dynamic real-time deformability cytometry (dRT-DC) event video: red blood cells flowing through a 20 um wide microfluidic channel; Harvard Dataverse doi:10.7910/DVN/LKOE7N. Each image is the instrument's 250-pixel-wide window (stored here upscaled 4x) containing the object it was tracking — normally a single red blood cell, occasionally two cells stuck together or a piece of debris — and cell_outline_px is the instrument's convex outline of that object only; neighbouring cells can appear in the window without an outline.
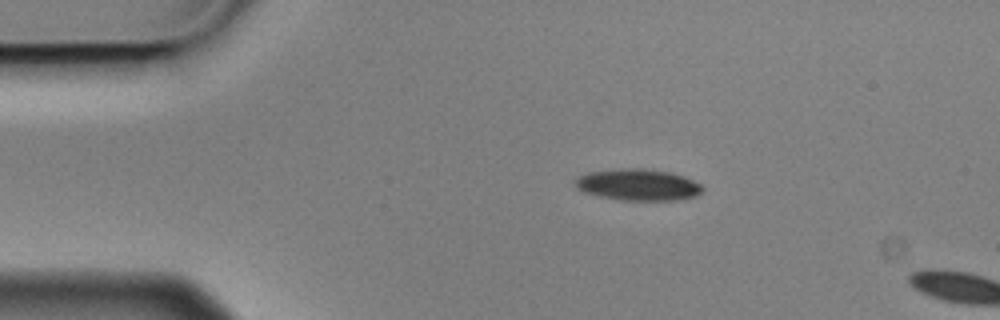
{"species": "Egyptian fruit bat (a non-hibernating species)", "species_latin": "Rousettus aegyptiacus", "temperature_condition": "cold", "stored_images_in_passage": 2, "camera_frame_rate_fps": 3000, "um_per_image_px": 0.085, "animal": {"sex": "male"}, "frame": {"image": 1, "passage_image": 1, "time_ms": 0.0, "image_size_px": [1000, 320], "cell_outline_px": [[704, 188], [696, 196], [676, 200], [624, 200], [600, 196], [584, 192], [576, 188], [576, 180], [580, 176], [588, 172], [612, 168], [644, 168], [672, 172], [684, 176], [700, 184]], "centroid_in_image_um": [54.24, 15.69], "position_along_channel_um": 30.8, "area_um2": 23.41}}